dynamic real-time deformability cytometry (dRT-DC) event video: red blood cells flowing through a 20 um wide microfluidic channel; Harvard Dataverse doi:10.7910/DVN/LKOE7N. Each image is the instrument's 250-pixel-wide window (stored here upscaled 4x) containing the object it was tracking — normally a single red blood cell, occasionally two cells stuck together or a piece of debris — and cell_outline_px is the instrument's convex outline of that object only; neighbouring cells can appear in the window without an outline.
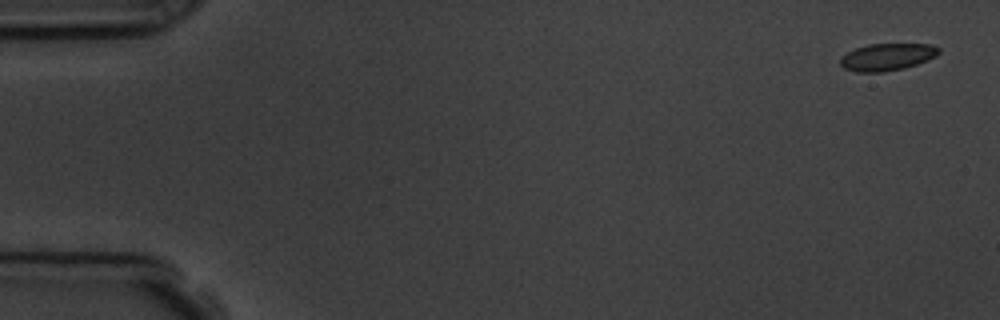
{"species": "common noctule bat (a hibernating species)", "species_latin": "Nyctalus noctula", "temperature_condition": "room temperature", "stored_images_in_passage": 6, "camera_frame_rate_fps": 3000, "um_per_image_px": 0.085, "animal": {"sex": "male", "body_mass_g": 19.5, "forearm_length_mm": 54.6}, "frame": {"image": 1, "passage_image": 1, "time_ms": 0.0, "image_size_px": [1000, 320], "cell_outline_px": [[940, 52], [936, 56], [916, 64], [904, 68], [880, 72], [856, 72], [844, 68], [840, 64], [840, 60], [848, 52], [856, 48], [868, 44], [932, 44], [940, 48]], "centroid_in_image_um": [75.42, 4.83], "position_along_channel_um": 9.6, "area_um2": 15.43}}
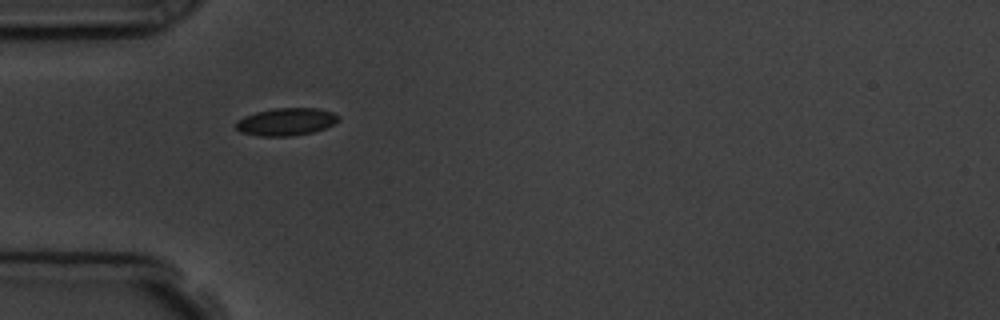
{"frame": {"image": 2, "passage_image": 5, "time_ms": 5.0, "image_size_px": [1000, 320], "cell_outline_px": [[340, 120], [324, 128], [312, 132], [292, 136], [260, 136], [240, 132], [232, 124], [236, 120], [244, 116], [256, 112], [276, 108], [320, 108], [332, 112], [340, 116]], "centroid_in_image_um": [24.29, 10.34], "position_along_channel_um": 60.7, "area_um2": 16.59}}